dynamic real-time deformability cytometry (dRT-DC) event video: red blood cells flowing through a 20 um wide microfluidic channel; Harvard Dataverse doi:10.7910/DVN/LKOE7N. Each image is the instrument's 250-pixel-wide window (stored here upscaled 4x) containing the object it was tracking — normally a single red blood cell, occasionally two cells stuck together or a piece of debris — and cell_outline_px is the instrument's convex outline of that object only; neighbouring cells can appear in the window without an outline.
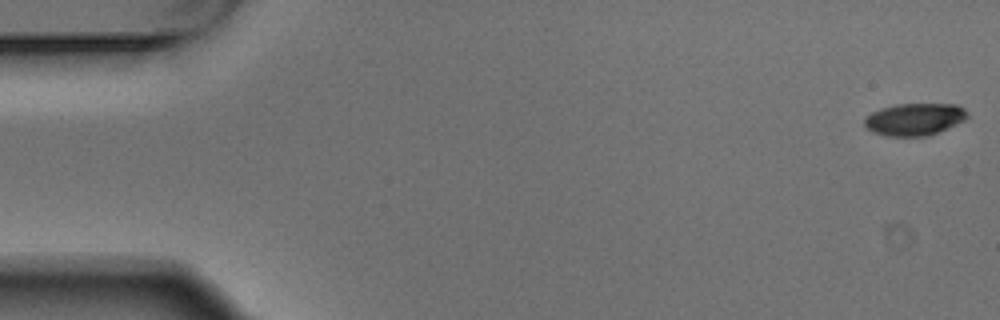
{"species": "Egyptian fruit bat (a non-hibernating species)", "species_latin": "Rousettus aegyptiacus", "temperature_condition": "warm", "stored_images_in_passage": 5, "camera_frame_rate_fps": 3000, "um_per_image_px": 0.085, "animal": {"sex": "male"}, "frame": {"image": 1, "passage_image": 1, "time_ms": 0.0, "image_size_px": [1000, 320], "cell_outline_px": [[968, 116], [964, 120], [956, 124], [928, 136], [888, 136], [872, 132], [864, 124], [864, 116], [880, 108], [896, 104], [956, 104], [964, 108], [968, 112]], "centroid_in_image_um": [77.72, 10.13], "position_along_channel_um": 7.3, "area_um2": 19.36}}
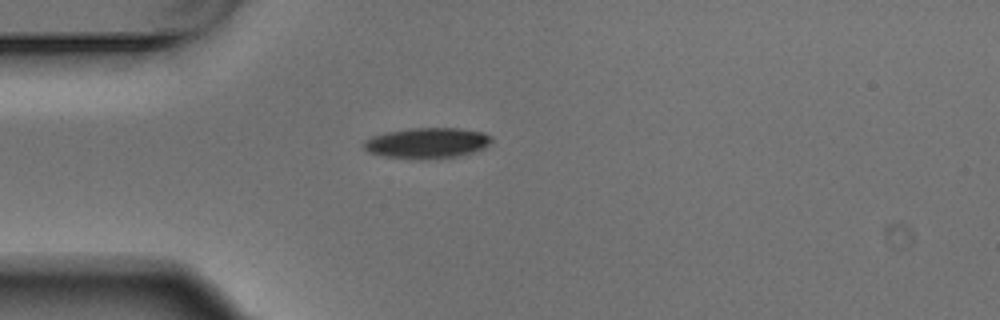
{"frame": {"image": 2, "passage_image": 5, "time_ms": 1.333, "image_size_px": [1000, 320], "cell_outline_px": [[492, 140], [484, 148], [460, 156], [384, 156], [368, 152], [364, 148], [364, 140], [372, 136], [384, 132], [416, 128], [456, 128], [484, 132], [492, 136]], "centroid_in_image_um": [36.32, 12.1], "position_along_channel_um": 48.7, "area_um2": 21.79}}